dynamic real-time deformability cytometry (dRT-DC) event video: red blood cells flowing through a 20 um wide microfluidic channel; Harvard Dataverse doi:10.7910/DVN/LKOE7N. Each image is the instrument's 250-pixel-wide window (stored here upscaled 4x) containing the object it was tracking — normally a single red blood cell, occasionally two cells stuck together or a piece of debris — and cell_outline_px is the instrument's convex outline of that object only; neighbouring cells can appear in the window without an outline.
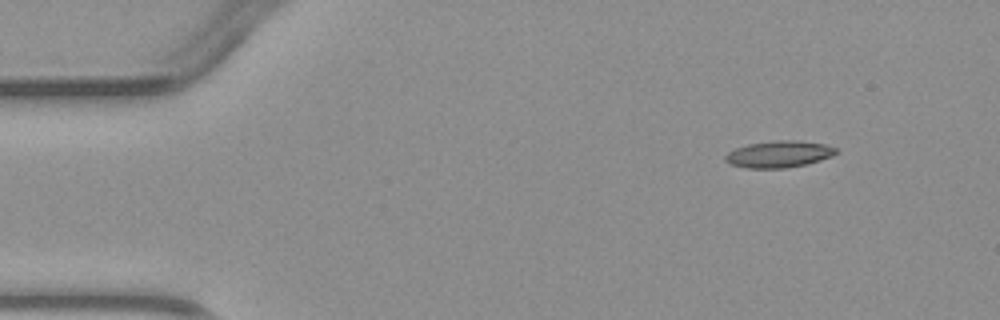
{"species": "common noctule bat (a hibernating species)", "species_latin": "Nyctalus noctula", "temperature_condition": "warm", "stored_images_in_passage": 3, "camera_frame_rate_fps": 3000, "um_per_image_px": 0.085, "animal": {"sex": "male", "body_mass_g": 23.1, "forearm_length_mm": 52.7}, "frame": {"image": 1, "passage_image": 1, "time_ms": 0.0, "image_size_px": [1000, 320], "cell_outline_px": [[840, 152], [832, 156], [820, 160], [804, 164], [784, 168], [744, 168], [728, 164], [724, 160], [724, 156], [728, 152], [736, 148], [748, 144], [776, 140], [796, 140], [824, 144], [836, 148]], "centroid_in_image_um": [66.18, 13.1], "position_along_channel_um": 18.8, "area_um2": 17.28}}